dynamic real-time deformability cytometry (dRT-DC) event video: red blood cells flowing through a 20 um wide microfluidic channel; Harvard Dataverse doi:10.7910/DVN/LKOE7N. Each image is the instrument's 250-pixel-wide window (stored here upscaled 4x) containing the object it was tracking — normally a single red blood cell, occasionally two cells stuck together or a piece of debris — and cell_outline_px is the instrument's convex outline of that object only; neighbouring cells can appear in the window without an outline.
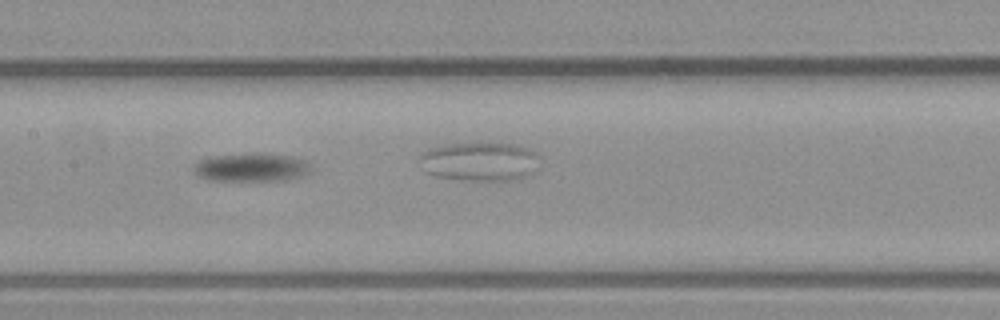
{"species": "common noctule bat (a hibernating species)", "species_latin": "Nyctalus noctula", "temperature_condition": "warm", "stored_images_in_passage": 27, "camera_frame_rate_fps": 3000, "um_per_image_px": 0.085, "animal": {"sex": "male", "body_mass_g": 23.1, "forearm_length_mm": 52.7}, "frame": {"image": 1, "passage_image": 11, "time_ms": 3.333, "image_size_px": [1000, 320], "cell_outline_px": [[308, 172], [304, 176], [284, 180], [208, 180], [200, 176], [196, 172], [196, 164], [200, 160], [220, 156], [288, 156], [300, 160], [308, 164]], "centroid_in_image_um": [21.37, 14.29], "position_along_channel_um": 186.0, "area_um2": 17.69}}
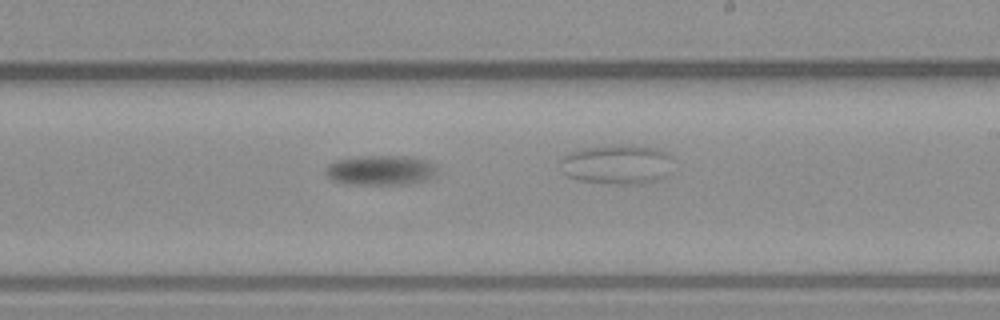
{"frame": {"image": 2, "passage_image": 17, "time_ms": 5.333, "image_size_px": [1000, 320], "cell_outline_px": [[436, 176], [428, 180], [412, 184], [344, 184], [332, 180], [324, 172], [328, 164], [340, 160], [364, 156], [400, 156], [428, 160], [436, 168]], "centroid_in_image_um": [32.38, 14.49], "position_along_channel_um": 256.6, "area_um2": 19.36}}
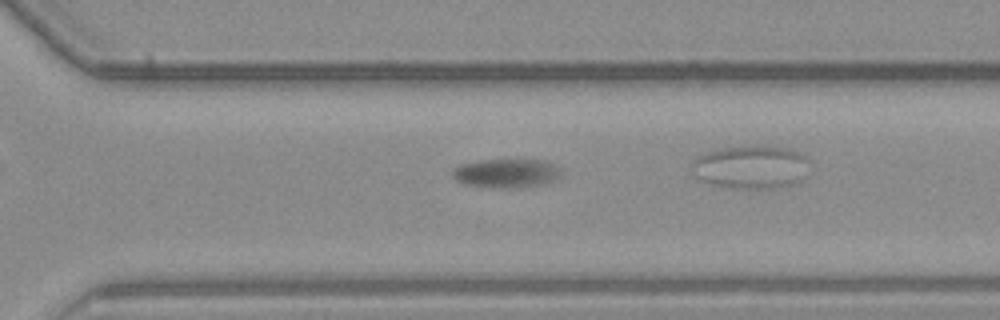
{"frame": {"image": 3, "passage_image": 23, "time_ms": 7.333, "image_size_px": [1000, 320], "cell_outline_px": [[560, 176], [544, 184], [512, 188], [492, 188], [464, 184], [456, 180], [452, 176], [452, 172], [460, 164], [480, 160], [544, 160], [560, 168]], "centroid_in_image_um": [43.01, 14.73], "position_along_channel_um": 327.6, "area_um2": 18.21}}